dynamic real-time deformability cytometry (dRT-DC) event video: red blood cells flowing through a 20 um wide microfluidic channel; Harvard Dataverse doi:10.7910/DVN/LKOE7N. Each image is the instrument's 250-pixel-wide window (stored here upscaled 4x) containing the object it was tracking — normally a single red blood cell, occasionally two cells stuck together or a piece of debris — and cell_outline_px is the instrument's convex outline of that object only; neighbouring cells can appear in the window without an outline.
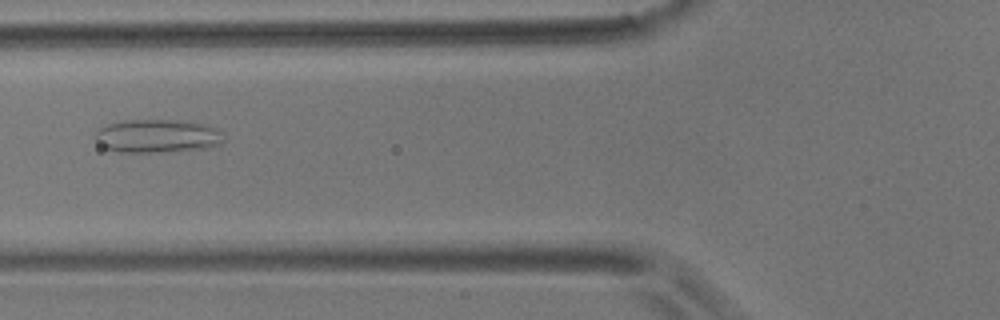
{"species": "common noctule bat (a hibernating species)", "species_latin": "Nyctalus noctula", "temperature_condition": "room temperature", "stored_images_in_passage": 48, "camera_frame_rate_fps": 3000, "um_per_image_px": 0.085, "animal": {"sex": "male", "body_mass_g": 17.9}, "frame": {"image": 1, "passage_image": 14, "time_ms": 4.333, "image_size_px": [1000, 320], "cell_outline_px": [[224, 140], [220, 144], [208, 148], [168, 152], [120, 152], [100, 148], [92, 136], [96, 128], [108, 124], [124, 120], [176, 120], [200, 124], [216, 128], [220, 132]], "centroid_in_image_um": [13.26, 11.58], "position_along_channel_um": 112.5, "area_um2": 25.37}}
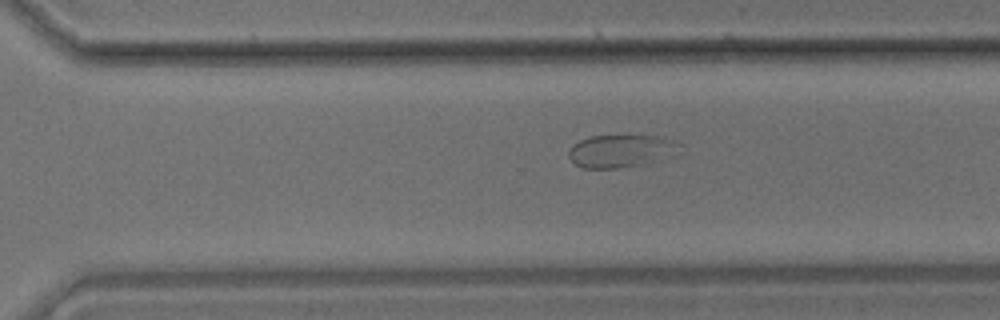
{"frame": {"image": 2, "passage_image": 31, "time_ms": 10.0, "image_size_px": [1000, 320], "cell_outline_px": [[672, 144], [652, 160], [644, 164], [616, 168], [584, 168], [576, 164], [568, 156], [568, 152], [572, 144], [580, 140], [592, 136], [656, 136], [672, 140]], "centroid_in_image_um": [52.43, 12.83], "position_along_channel_um": 318.2, "area_um2": 19.31}}
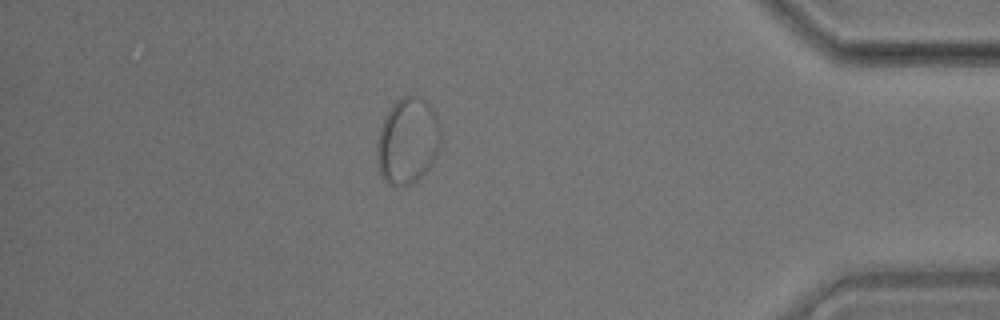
{"frame": {"image": 3, "passage_image": 41, "time_ms": 13.333, "image_size_px": [1000, 320], "cell_outline_px": [[440, 148], [436, 156], [428, 168], [412, 184], [388, 184], [384, 180], [380, 172], [376, 160], [376, 144], [380, 128], [388, 112], [396, 100], [404, 96], [420, 96], [436, 112], [440, 124]], "centroid_in_image_um": [34.65, 11.96], "position_along_channel_um": 400.5, "area_um2": 31.96}}